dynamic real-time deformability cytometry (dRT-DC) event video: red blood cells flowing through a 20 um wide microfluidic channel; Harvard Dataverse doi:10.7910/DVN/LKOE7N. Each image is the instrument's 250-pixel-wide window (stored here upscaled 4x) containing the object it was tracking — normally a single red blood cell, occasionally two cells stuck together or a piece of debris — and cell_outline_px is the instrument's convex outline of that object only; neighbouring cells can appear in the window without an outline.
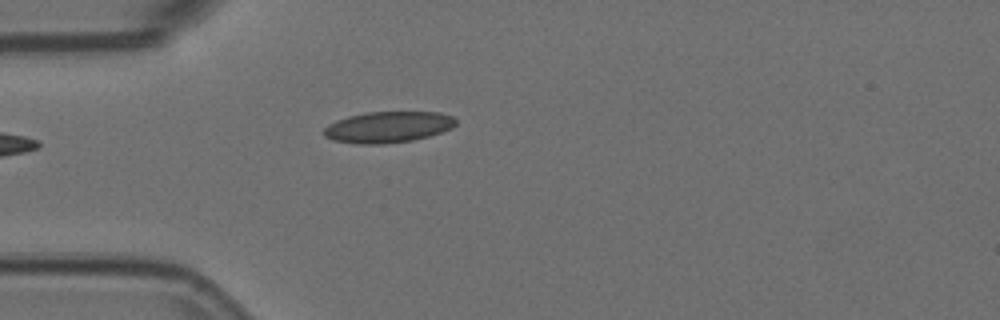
{"species": "Egyptian fruit bat (a non-hibernating species)", "species_latin": "Rousettus aegyptiacus", "temperature_condition": "room temperature", "stored_images_in_passage": 2, "camera_frame_rate_fps": 3000, "um_per_image_px": 0.085, "animal": {"sex": "female"}, "frame": {"image": 1, "passage_image": 2, "time_ms": 0.333, "image_size_px": [1000, 320], "cell_outline_px": [[456, 124], [452, 128], [428, 136], [412, 140], [384, 144], [360, 144], [332, 140], [324, 136], [320, 132], [328, 124], [336, 120], [348, 116], [368, 112], [440, 112], [452, 116], [456, 120]], "centroid_in_image_um": [32.94, 10.8], "position_along_channel_um": 52.1, "area_um2": 24.04}}